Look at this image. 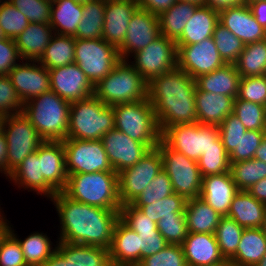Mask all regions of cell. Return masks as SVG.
Masks as SVG:
<instances>
[{
	"instance_id": "1",
	"label": "cell",
	"mask_w": 266,
	"mask_h": 266,
	"mask_svg": "<svg viewBox=\"0 0 266 266\" xmlns=\"http://www.w3.org/2000/svg\"><path fill=\"white\" fill-rule=\"evenodd\" d=\"M51 201H54L60 217V242L110 248L120 209L84 204L64 192H57Z\"/></svg>"
},
{
	"instance_id": "2",
	"label": "cell",
	"mask_w": 266,
	"mask_h": 266,
	"mask_svg": "<svg viewBox=\"0 0 266 266\" xmlns=\"http://www.w3.org/2000/svg\"><path fill=\"white\" fill-rule=\"evenodd\" d=\"M196 81L178 66L148 83V99L159 130L197 122Z\"/></svg>"
},
{
	"instance_id": "3",
	"label": "cell",
	"mask_w": 266,
	"mask_h": 266,
	"mask_svg": "<svg viewBox=\"0 0 266 266\" xmlns=\"http://www.w3.org/2000/svg\"><path fill=\"white\" fill-rule=\"evenodd\" d=\"M70 102L49 90L23 104L22 112L44 141L67 139Z\"/></svg>"
},
{
	"instance_id": "4",
	"label": "cell",
	"mask_w": 266,
	"mask_h": 266,
	"mask_svg": "<svg viewBox=\"0 0 266 266\" xmlns=\"http://www.w3.org/2000/svg\"><path fill=\"white\" fill-rule=\"evenodd\" d=\"M71 199L104 209H121L118 174L111 172L68 174L63 191Z\"/></svg>"
},
{
	"instance_id": "5",
	"label": "cell",
	"mask_w": 266,
	"mask_h": 266,
	"mask_svg": "<svg viewBox=\"0 0 266 266\" xmlns=\"http://www.w3.org/2000/svg\"><path fill=\"white\" fill-rule=\"evenodd\" d=\"M115 128L114 110L95 95L70 104L67 139L100 140Z\"/></svg>"
},
{
	"instance_id": "6",
	"label": "cell",
	"mask_w": 266,
	"mask_h": 266,
	"mask_svg": "<svg viewBox=\"0 0 266 266\" xmlns=\"http://www.w3.org/2000/svg\"><path fill=\"white\" fill-rule=\"evenodd\" d=\"M128 60H120L114 69L94 86V95L104 104L131 103L148 98V83Z\"/></svg>"
},
{
	"instance_id": "7",
	"label": "cell",
	"mask_w": 266,
	"mask_h": 266,
	"mask_svg": "<svg viewBox=\"0 0 266 266\" xmlns=\"http://www.w3.org/2000/svg\"><path fill=\"white\" fill-rule=\"evenodd\" d=\"M115 128L131 139L156 148L161 140V132L154 114V108L148 98L131 103L115 104Z\"/></svg>"
},
{
	"instance_id": "8",
	"label": "cell",
	"mask_w": 266,
	"mask_h": 266,
	"mask_svg": "<svg viewBox=\"0 0 266 266\" xmlns=\"http://www.w3.org/2000/svg\"><path fill=\"white\" fill-rule=\"evenodd\" d=\"M161 139L172 149L198 161L209 148H224L216 125L178 124L167 127Z\"/></svg>"
},
{
	"instance_id": "9",
	"label": "cell",
	"mask_w": 266,
	"mask_h": 266,
	"mask_svg": "<svg viewBox=\"0 0 266 266\" xmlns=\"http://www.w3.org/2000/svg\"><path fill=\"white\" fill-rule=\"evenodd\" d=\"M157 148L162 157L163 170L172 182L174 193L186 200L200 197L202 176L198 162L170 148L162 139Z\"/></svg>"
},
{
	"instance_id": "10",
	"label": "cell",
	"mask_w": 266,
	"mask_h": 266,
	"mask_svg": "<svg viewBox=\"0 0 266 266\" xmlns=\"http://www.w3.org/2000/svg\"><path fill=\"white\" fill-rule=\"evenodd\" d=\"M7 142V177L44 142L23 112L5 116L3 129Z\"/></svg>"
},
{
	"instance_id": "11",
	"label": "cell",
	"mask_w": 266,
	"mask_h": 266,
	"mask_svg": "<svg viewBox=\"0 0 266 266\" xmlns=\"http://www.w3.org/2000/svg\"><path fill=\"white\" fill-rule=\"evenodd\" d=\"M121 60L118 49L101 39H76L74 62L95 86Z\"/></svg>"
},
{
	"instance_id": "12",
	"label": "cell",
	"mask_w": 266,
	"mask_h": 266,
	"mask_svg": "<svg viewBox=\"0 0 266 266\" xmlns=\"http://www.w3.org/2000/svg\"><path fill=\"white\" fill-rule=\"evenodd\" d=\"M65 149L67 174L114 171L102 140L66 139Z\"/></svg>"
},
{
	"instance_id": "13",
	"label": "cell",
	"mask_w": 266,
	"mask_h": 266,
	"mask_svg": "<svg viewBox=\"0 0 266 266\" xmlns=\"http://www.w3.org/2000/svg\"><path fill=\"white\" fill-rule=\"evenodd\" d=\"M163 169L159 149L153 148L136 164L118 173L119 199L131 204Z\"/></svg>"
},
{
	"instance_id": "14",
	"label": "cell",
	"mask_w": 266,
	"mask_h": 266,
	"mask_svg": "<svg viewBox=\"0 0 266 266\" xmlns=\"http://www.w3.org/2000/svg\"><path fill=\"white\" fill-rule=\"evenodd\" d=\"M176 41L160 35L145 48L132 54V66L149 83L154 78L177 67Z\"/></svg>"
},
{
	"instance_id": "15",
	"label": "cell",
	"mask_w": 266,
	"mask_h": 266,
	"mask_svg": "<svg viewBox=\"0 0 266 266\" xmlns=\"http://www.w3.org/2000/svg\"><path fill=\"white\" fill-rule=\"evenodd\" d=\"M176 46L177 66L193 79L211 73L226 64L220 57L212 37L200 43Z\"/></svg>"
},
{
	"instance_id": "16",
	"label": "cell",
	"mask_w": 266,
	"mask_h": 266,
	"mask_svg": "<svg viewBox=\"0 0 266 266\" xmlns=\"http://www.w3.org/2000/svg\"><path fill=\"white\" fill-rule=\"evenodd\" d=\"M51 90L67 102H76L94 95V85L73 62L49 69Z\"/></svg>"
},
{
	"instance_id": "17",
	"label": "cell",
	"mask_w": 266,
	"mask_h": 266,
	"mask_svg": "<svg viewBox=\"0 0 266 266\" xmlns=\"http://www.w3.org/2000/svg\"><path fill=\"white\" fill-rule=\"evenodd\" d=\"M101 140L109 162L117 174L136 164L151 150L146 144L131 139L116 128L103 135Z\"/></svg>"
},
{
	"instance_id": "18",
	"label": "cell",
	"mask_w": 266,
	"mask_h": 266,
	"mask_svg": "<svg viewBox=\"0 0 266 266\" xmlns=\"http://www.w3.org/2000/svg\"><path fill=\"white\" fill-rule=\"evenodd\" d=\"M159 36L158 16L145 9L138 8L132 15L126 37L118 48L120 58L129 60L130 54L145 48Z\"/></svg>"
},
{
	"instance_id": "19",
	"label": "cell",
	"mask_w": 266,
	"mask_h": 266,
	"mask_svg": "<svg viewBox=\"0 0 266 266\" xmlns=\"http://www.w3.org/2000/svg\"><path fill=\"white\" fill-rule=\"evenodd\" d=\"M26 62L17 64L8 74L23 104L51 90L49 71L38 61Z\"/></svg>"
},
{
	"instance_id": "20",
	"label": "cell",
	"mask_w": 266,
	"mask_h": 266,
	"mask_svg": "<svg viewBox=\"0 0 266 266\" xmlns=\"http://www.w3.org/2000/svg\"><path fill=\"white\" fill-rule=\"evenodd\" d=\"M136 0H105L102 38L117 49L123 43L134 12Z\"/></svg>"
},
{
	"instance_id": "21",
	"label": "cell",
	"mask_w": 266,
	"mask_h": 266,
	"mask_svg": "<svg viewBox=\"0 0 266 266\" xmlns=\"http://www.w3.org/2000/svg\"><path fill=\"white\" fill-rule=\"evenodd\" d=\"M218 13L219 22L244 44L266 39V29L256 21L248 4L226 8Z\"/></svg>"
},
{
	"instance_id": "22",
	"label": "cell",
	"mask_w": 266,
	"mask_h": 266,
	"mask_svg": "<svg viewBox=\"0 0 266 266\" xmlns=\"http://www.w3.org/2000/svg\"><path fill=\"white\" fill-rule=\"evenodd\" d=\"M38 158L44 180L56 192H63L68 182L63 142L44 141L38 147Z\"/></svg>"
},
{
	"instance_id": "23",
	"label": "cell",
	"mask_w": 266,
	"mask_h": 266,
	"mask_svg": "<svg viewBox=\"0 0 266 266\" xmlns=\"http://www.w3.org/2000/svg\"><path fill=\"white\" fill-rule=\"evenodd\" d=\"M112 266H136L141 261L139 234L119 219L109 248Z\"/></svg>"
},
{
	"instance_id": "24",
	"label": "cell",
	"mask_w": 266,
	"mask_h": 266,
	"mask_svg": "<svg viewBox=\"0 0 266 266\" xmlns=\"http://www.w3.org/2000/svg\"><path fill=\"white\" fill-rule=\"evenodd\" d=\"M239 191L231 172L209 175L202 177L200 198L221 216H227L232 200Z\"/></svg>"
},
{
	"instance_id": "25",
	"label": "cell",
	"mask_w": 266,
	"mask_h": 266,
	"mask_svg": "<svg viewBox=\"0 0 266 266\" xmlns=\"http://www.w3.org/2000/svg\"><path fill=\"white\" fill-rule=\"evenodd\" d=\"M182 248L188 266L212 265L224 260L214 234L188 232Z\"/></svg>"
},
{
	"instance_id": "26",
	"label": "cell",
	"mask_w": 266,
	"mask_h": 266,
	"mask_svg": "<svg viewBox=\"0 0 266 266\" xmlns=\"http://www.w3.org/2000/svg\"><path fill=\"white\" fill-rule=\"evenodd\" d=\"M234 101L231 96L204 92L197 87L195 93L197 122L219 126L229 114L233 113Z\"/></svg>"
},
{
	"instance_id": "27",
	"label": "cell",
	"mask_w": 266,
	"mask_h": 266,
	"mask_svg": "<svg viewBox=\"0 0 266 266\" xmlns=\"http://www.w3.org/2000/svg\"><path fill=\"white\" fill-rule=\"evenodd\" d=\"M53 33V28L48 24L29 23L25 30L14 39L21 60L39 61Z\"/></svg>"
},
{
	"instance_id": "28",
	"label": "cell",
	"mask_w": 266,
	"mask_h": 266,
	"mask_svg": "<svg viewBox=\"0 0 266 266\" xmlns=\"http://www.w3.org/2000/svg\"><path fill=\"white\" fill-rule=\"evenodd\" d=\"M218 22V11L205 5H199L185 25L181 36L176 40V45L200 43L204 39L212 37Z\"/></svg>"
},
{
	"instance_id": "29",
	"label": "cell",
	"mask_w": 266,
	"mask_h": 266,
	"mask_svg": "<svg viewBox=\"0 0 266 266\" xmlns=\"http://www.w3.org/2000/svg\"><path fill=\"white\" fill-rule=\"evenodd\" d=\"M265 214L266 204L247 191L240 190L232 200L227 217L234 219L244 229L262 228Z\"/></svg>"
},
{
	"instance_id": "30",
	"label": "cell",
	"mask_w": 266,
	"mask_h": 266,
	"mask_svg": "<svg viewBox=\"0 0 266 266\" xmlns=\"http://www.w3.org/2000/svg\"><path fill=\"white\" fill-rule=\"evenodd\" d=\"M20 187L30 188L37 191V194H44L52 198L57 192L44 180L41 174L40 159L38 149L29 154L22 163L8 176Z\"/></svg>"
},
{
	"instance_id": "31",
	"label": "cell",
	"mask_w": 266,
	"mask_h": 266,
	"mask_svg": "<svg viewBox=\"0 0 266 266\" xmlns=\"http://www.w3.org/2000/svg\"><path fill=\"white\" fill-rule=\"evenodd\" d=\"M240 75L233 63H226L211 73L195 79L196 86L204 92L219 93L235 99L238 95Z\"/></svg>"
},
{
	"instance_id": "32",
	"label": "cell",
	"mask_w": 266,
	"mask_h": 266,
	"mask_svg": "<svg viewBox=\"0 0 266 266\" xmlns=\"http://www.w3.org/2000/svg\"><path fill=\"white\" fill-rule=\"evenodd\" d=\"M266 255L263 228H245L236 253L229 259L235 266H254Z\"/></svg>"
},
{
	"instance_id": "33",
	"label": "cell",
	"mask_w": 266,
	"mask_h": 266,
	"mask_svg": "<svg viewBox=\"0 0 266 266\" xmlns=\"http://www.w3.org/2000/svg\"><path fill=\"white\" fill-rule=\"evenodd\" d=\"M188 232L214 234L221 215L200 197L188 199L185 205Z\"/></svg>"
},
{
	"instance_id": "34",
	"label": "cell",
	"mask_w": 266,
	"mask_h": 266,
	"mask_svg": "<svg viewBox=\"0 0 266 266\" xmlns=\"http://www.w3.org/2000/svg\"><path fill=\"white\" fill-rule=\"evenodd\" d=\"M82 11V4L75 0H57L52 3L50 26L54 33L73 36L83 16Z\"/></svg>"
},
{
	"instance_id": "35",
	"label": "cell",
	"mask_w": 266,
	"mask_h": 266,
	"mask_svg": "<svg viewBox=\"0 0 266 266\" xmlns=\"http://www.w3.org/2000/svg\"><path fill=\"white\" fill-rule=\"evenodd\" d=\"M198 6L197 3L177 0L158 16L160 35L176 41Z\"/></svg>"
},
{
	"instance_id": "36",
	"label": "cell",
	"mask_w": 266,
	"mask_h": 266,
	"mask_svg": "<svg viewBox=\"0 0 266 266\" xmlns=\"http://www.w3.org/2000/svg\"><path fill=\"white\" fill-rule=\"evenodd\" d=\"M75 40L71 35L54 33L38 62L47 70L72 64L74 62Z\"/></svg>"
},
{
	"instance_id": "37",
	"label": "cell",
	"mask_w": 266,
	"mask_h": 266,
	"mask_svg": "<svg viewBox=\"0 0 266 266\" xmlns=\"http://www.w3.org/2000/svg\"><path fill=\"white\" fill-rule=\"evenodd\" d=\"M82 18L73 35L75 39H101L104 24L105 0H93L82 4Z\"/></svg>"
},
{
	"instance_id": "38",
	"label": "cell",
	"mask_w": 266,
	"mask_h": 266,
	"mask_svg": "<svg viewBox=\"0 0 266 266\" xmlns=\"http://www.w3.org/2000/svg\"><path fill=\"white\" fill-rule=\"evenodd\" d=\"M234 64L240 77L266 75V39L245 44Z\"/></svg>"
},
{
	"instance_id": "39",
	"label": "cell",
	"mask_w": 266,
	"mask_h": 266,
	"mask_svg": "<svg viewBox=\"0 0 266 266\" xmlns=\"http://www.w3.org/2000/svg\"><path fill=\"white\" fill-rule=\"evenodd\" d=\"M230 172L237 188L247 191L256 182L266 178V162L252 158L231 163Z\"/></svg>"
},
{
	"instance_id": "40",
	"label": "cell",
	"mask_w": 266,
	"mask_h": 266,
	"mask_svg": "<svg viewBox=\"0 0 266 266\" xmlns=\"http://www.w3.org/2000/svg\"><path fill=\"white\" fill-rule=\"evenodd\" d=\"M50 238L43 233H33L25 240L18 239L24 260L27 266H40L42 265L55 251L52 250Z\"/></svg>"
},
{
	"instance_id": "41",
	"label": "cell",
	"mask_w": 266,
	"mask_h": 266,
	"mask_svg": "<svg viewBox=\"0 0 266 266\" xmlns=\"http://www.w3.org/2000/svg\"><path fill=\"white\" fill-rule=\"evenodd\" d=\"M243 230L234 219L221 217L214 235L224 259H230L236 253Z\"/></svg>"
},
{
	"instance_id": "42",
	"label": "cell",
	"mask_w": 266,
	"mask_h": 266,
	"mask_svg": "<svg viewBox=\"0 0 266 266\" xmlns=\"http://www.w3.org/2000/svg\"><path fill=\"white\" fill-rule=\"evenodd\" d=\"M212 38L225 63H235L242 53L245 44L220 22L216 24Z\"/></svg>"
},
{
	"instance_id": "43",
	"label": "cell",
	"mask_w": 266,
	"mask_h": 266,
	"mask_svg": "<svg viewBox=\"0 0 266 266\" xmlns=\"http://www.w3.org/2000/svg\"><path fill=\"white\" fill-rule=\"evenodd\" d=\"M233 114L239 118L246 130L266 131V106L235 99Z\"/></svg>"
},
{
	"instance_id": "44",
	"label": "cell",
	"mask_w": 266,
	"mask_h": 266,
	"mask_svg": "<svg viewBox=\"0 0 266 266\" xmlns=\"http://www.w3.org/2000/svg\"><path fill=\"white\" fill-rule=\"evenodd\" d=\"M173 193L172 182L168 174L162 169L131 204L139 209L144 205L160 201Z\"/></svg>"
},
{
	"instance_id": "45",
	"label": "cell",
	"mask_w": 266,
	"mask_h": 266,
	"mask_svg": "<svg viewBox=\"0 0 266 266\" xmlns=\"http://www.w3.org/2000/svg\"><path fill=\"white\" fill-rule=\"evenodd\" d=\"M186 201L183 196L173 193L160 201L144 205L139 209L152 221L158 223L162 217L173 216V213H184Z\"/></svg>"
},
{
	"instance_id": "46",
	"label": "cell",
	"mask_w": 266,
	"mask_h": 266,
	"mask_svg": "<svg viewBox=\"0 0 266 266\" xmlns=\"http://www.w3.org/2000/svg\"><path fill=\"white\" fill-rule=\"evenodd\" d=\"M3 1L0 5V27L6 38L15 39L25 30L29 21L24 14L7 0Z\"/></svg>"
},
{
	"instance_id": "47",
	"label": "cell",
	"mask_w": 266,
	"mask_h": 266,
	"mask_svg": "<svg viewBox=\"0 0 266 266\" xmlns=\"http://www.w3.org/2000/svg\"><path fill=\"white\" fill-rule=\"evenodd\" d=\"M197 162L202 177L230 172L229 154L225 148H209Z\"/></svg>"
},
{
	"instance_id": "48",
	"label": "cell",
	"mask_w": 266,
	"mask_h": 266,
	"mask_svg": "<svg viewBox=\"0 0 266 266\" xmlns=\"http://www.w3.org/2000/svg\"><path fill=\"white\" fill-rule=\"evenodd\" d=\"M157 229L168 244L182 245L188 234L185 213H173V216L160 218Z\"/></svg>"
},
{
	"instance_id": "49",
	"label": "cell",
	"mask_w": 266,
	"mask_h": 266,
	"mask_svg": "<svg viewBox=\"0 0 266 266\" xmlns=\"http://www.w3.org/2000/svg\"><path fill=\"white\" fill-rule=\"evenodd\" d=\"M74 266H112L109 249L74 244Z\"/></svg>"
},
{
	"instance_id": "50",
	"label": "cell",
	"mask_w": 266,
	"mask_h": 266,
	"mask_svg": "<svg viewBox=\"0 0 266 266\" xmlns=\"http://www.w3.org/2000/svg\"><path fill=\"white\" fill-rule=\"evenodd\" d=\"M24 14L29 23L50 25L51 2L46 0H7Z\"/></svg>"
},
{
	"instance_id": "51",
	"label": "cell",
	"mask_w": 266,
	"mask_h": 266,
	"mask_svg": "<svg viewBox=\"0 0 266 266\" xmlns=\"http://www.w3.org/2000/svg\"><path fill=\"white\" fill-rule=\"evenodd\" d=\"M235 99H241L266 106V75L241 77L239 81L238 95Z\"/></svg>"
},
{
	"instance_id": "52",
	"label": "cell",
	"mask_w": 266,
	"mask_h": 266,
	"mask_svg": "<svg viewBox=\"0 0 266 266\" xmlns=\"http://www.w3.org/2000/svg\"><path fill=\"white\" fill-rule=\"evenodd\" d=\"M265 134L266 131L247 130L239 138L237 147L229 154L230 164L252 159Z\"/></svg>"
},
{
	"instance_id": "53",
	"label": "cell",
	"mask_w": 266,
	"mask_h": 266,
	"mask_svg": "<svg viewBox=\"0 0 266 266\" xmlns=\"http://www.w3.org/2000/svg\"><path fill=\"white\" fill-rule=\"evenodd\" d=\"M138 266H188L182 245L168 244L161 251L142 258Z\"/></svg>"
},
{
	"instance_id": "54",
	"label": "cell",
	"mask_w": 266,
	"mask_h": 266,
	"mask_svg": "<svg viewBox=\"0 0 266 266\" xmlns=\"http://www.w3.org/2000/svg\"><path fill=\"white\" fill-rule=\"evenodd\" d=\"M218 127L225 151L230 154L237 147L239 138L247 130L233 113L229 114Z\"/></svg>"
},
{
	"instance_id": "55",
	"label": "cell",
	"mask_w": 266,
	"mask_h": 266,
	"mask_svg": "<svg viewBox=\"0 0 266 266\" xmlns=\"http://www.w3.org/2000/svg\"><path fill=\"white\" fill-rule=\"evenodd\" d=\"M23 103L8 75H0V113L4 116L20 113Z\"/></svg>"
},
{
	"instance_id": "56",
	"label": "cell",
	"mask_w": 266,
	"mask_h": 266,
	"mask_svg": "<svg viewBox=\"0 0 266 266\" xmlns=\"http://www.w3.org/2000/svg\"><path fill=\"white\" fill-rule=\"evenodd\" d=\"M0 266H27L21 245L12 228L0 244Z\"/></svg>"
},
{
	"instance_id": "57",
	"label": "cell",
	"mask_w": 266,
	"mask_h": 266,
	"mask_svg": "<svg viewBox=\"0 0 266 266\" xmlns=\"http://www.w3.org/2000/svg\"><path fill=\"white\" fill-rule=\"evenodd\" d=\"M120 219L133 231L158 230L157 223L132 204H126L121 207Z\"/></svg>"
},
{
	"instance_id": "58",
	"label": "cell",
	"mask_w": 266,
	"mask_h": 266,
	"mask_svg": "<svg viewBox=\"0 0 266 266\" xmlns=\"http://www.w3.org/2000/svg\"><path fill=\"white\" fill-rule=\"evenodd\" d=\"M139 234L142 258L153 255L164 249L168 243L158 230L135 231Z\"/></svg>"
},
{
	"instance_id": "59",
	"label": "cell",
	"mask_w": 266,
	"mask_h": 266,
	"mask_svg": "<svg viewBox=\"0 0 266 266\" xmlns=\"http://www.w3.org/2000/svg\"><path fill=\"white\" fill-rule=\"evenodd\" d=\"M21 59L14 39L0 40V75H8ZM17 60V62H16Z\"/></svg>"
},
{
	"instance_id": "60",
	"label": "cell",
	"mask_w": 266,
	"mask_h": 266,
	"mask_svg": "<svg viewBox=\"0 0 266 266\" xmlns=\"http://www.w3.org/2000/svg\"><path fill=\"white\" fill-rule=\"evenodd\" d=\"M40 266H74V244L59 241L56 251Z\"/></svg>"
},
{
	"instance_id": "61",
	"label": "cell",
	"mask_w": 266,
	"mask_h": 266,
	"mask_svg": "<svg viewBox=\"0 0 266 266\" xmlns=\"http://www.w3.org/2000/svg\"><path fill=\"white\" fill-rule=\"evenodd\" d=\"M177 0H136L139 8L145 9L159 16L169 9Z\"/></svg>"
},
{
	"instance_id": "62",
	"label": "cell",
	"mask_w": 266,
	"mask_h": 266,
	"mask_svg": "<svg viewBox=\"0 0 266 266\" xmlns=\"http://www.w3.org/2000/svg\"><path fill=\"white\" fill-rule=\"evenodd\" d=\"M249 7L256 21L266 29V0L251 2Z\"/></svg>"
},
{
	"instance_id": "63",
	"label": "cell",
	"mask_w": 266,
	"mask_h": 266,
	"mask_svg": "<svg viewBox=\"0 0 266 266\" xmlns=\"http://www.w3.org/2000/svg\"><path fill=\"white\" fill-rule=\"evenodd\" d=\"M244 4H246L245 0H204L205 6H208L218 12L226 8Z\"/></svg>"
},
{
	"instance_id": "64",
	"label": "cell",
	"mask_w": 266,
	"mask_h": 266,
	"mask_svg": "<svg viewBox=\"0 0 266 266\" xmlns=\"http://www.w3.org/2000/svg\"><path fill=\"white\" fill-rule=\"evenodd\" d=\"M256 200L266 204V178L256 182L248 190Z\"/></svg>"
},
{
	"instance_id": "65",
	"label": "cell",
	"mask_w": 266,
	"mask_h": 266,
	"mask_svg": "<svg viewBox=\"0 0 266 266\" xmlns=\"http://www.w3.org/2000/svg\"><path fill=\"white\" fill-rule=\"evenodd\" d=\"M0 171L7 176V142L3 131H0Z\"/></svg>"
},
{
	"instance_id": "66",
	"label": "cell",
	"mask_w": 266,
	"mask_h": 266,
	"mask_svg": "<svg viewBox=\"0 0 266 266\" xmlns=\"http://www.w3.org/2000/svg\"><path fill=\"white\" fill-rule=\"evenodd\" d=\"M256 160H261L263 162H266V134L264 135V138L259 145L258 149L255 152V155L253 157Z\"/></svg>"
},
{
	"instance_id": "67",
	"label": "cell",
	"mask_w": 266,
	"mask_h": 266,
	"mask_svg": "<svg viewBox=\"0 0 266 266\" xmlns=\"http://www.w3.org/2000/svg\"><path fill=\"white\" fill-rule=\"evenodd\" d=\"M5 217H2L0 219V244L4 240V238L9 234L10 232V226L7 223L8 220H4Z\"/></svg>"
},
{
	"instance_id": "68",
	"label": "cell",
	"mask_w": 266,
	"mask_h": 266,
	"mask_svg": "<svg viewBox=\"0 0 266 266\" xmlns=\"http://www.w3.org/2000/svg\"><path fill=\"white\" fill-rule=\"evenodd\" d=\"M204 266H235V264L229 259H224L223 261L218 262L216 264L204 265Z\"/></svg>"
},
{
	"instance_id": "69",
	"label": "cell",
	"mask_w": 266,
	"mask_h": 266,
	"mask_svg": "<svg viewBox=\"0 0 266 266\" xmlns=\"http://www.w3.org/2000/svg\"><path fill=\"white\" fill-rule=\"evenodd\" d=\"M254 266H266V255Z\"/></svg>"
},
{
	"instance_id": "70",
	"label": "cell",
	"mask_w": 266,
	"mask_h": 266,
	"mask_svg": "<svg viewBox=\"0 0 266 266\" xmlns=\"http://www.w3.org/2000/svg\"><path fill=\"white\" fill-rule=\"evenodd\" d=\"M180 1H187V2L197 3L199 5H204V0H180Z\"/></svg>"
},
{
	"instance_id": "71",
	"label": "cell",
	"mask_w": 266,
	"mask_h": 266,
	"mask_svg": "<svg viewBox=\"0 0 266 266\" xmlns=\"http://www.w3.org/2000/svg\"><path fill=\"white\" fill-rule=\"evenodd\" d=\"M5 116L0 113V131L3 129V123H4Z\"/></svg>"
},
{
	"instance_id": "72",
	"label": "cell",
	"mask_w": 266,
	"mask_h": 266,
	"mask_svg": "<svg viewBox=\"0 0 266 266\" xmlns=\"http://www.w3.org/2000/svg\"><path fill=\"white\" fill-rule=\"evenodd\" d=\"M77 3H79V4H85V3H87V2H91V1H93V0H75Z\"/></svg>"
},
{
	"instance_id": "73",
	"label": "cell",
	"mask_w": 266,
	"mask_h": 266,
	"mask_svg": "<svg viewBox=\"0 0 266 266\" xmlns=\"http://www.w3.org/2000/svg\"><path fill=\"white\" fill-rule=\"evenodd\" d=\"M5 38H6V36H5V34L3 33V30L0 27V40L1 39H5Z\"/></svg>"
},
{
	"instance_id": "74",
	"label": "cell",
	"mask_w": 266,
	"mask_h": 266,
	"mask_svg": "<svg viewBox=\"0 0 266 266\" xmlns=\"http://www.w3.org/2000/svg\"><path fill=\"white\" fill-rule=\"evenodd\" d=\"M263 230H264V233L266 235V214H265V219H264V224H263Z\"/></svg>"
},
{
	"instance_id": "75",
	"label": "cell",
	"mask_w": 266,
	"mask_h": 266,
	"mask_svg": "<svg viewBox=\"0 0 266 266\" xmlns=\"http://www.w3.org/2000/svg\"><path fill=\"white\" fill-rule=\"evenodd\" d=\"M255 1H264V0H245L246 4H250L251 2H255Z\"/></svg>"
},
{
	"instance_id": "76",
	"label": "cell",
	"mask_w": 266,
	"mask_h": 266,
	"mask_svg": "<svg viewBox=\"0 0 266 266\" xmlns=\"http://www.w3.org/2000/svg\"><path fill=\"white\" fill-rule=\"evenodd\" d=\"M47 2H51V3H54L56 2L57 0H46Z\"/></svg>"
},
{
	"instance_id": "77",
	"label": "cell",
	"mask_w": 266,
	"mask_h": 266,
	"mask_svg": "<svg viewBox=\"0 0 266 266\" xmlns=\"http://www.w3.org/2000/svg\"><path fill=\"white\" fill-rule=\"evenodd\" d=\"M3 217V214L1 213V211H0V219Z\"/></svg>"
}]
</instances>
